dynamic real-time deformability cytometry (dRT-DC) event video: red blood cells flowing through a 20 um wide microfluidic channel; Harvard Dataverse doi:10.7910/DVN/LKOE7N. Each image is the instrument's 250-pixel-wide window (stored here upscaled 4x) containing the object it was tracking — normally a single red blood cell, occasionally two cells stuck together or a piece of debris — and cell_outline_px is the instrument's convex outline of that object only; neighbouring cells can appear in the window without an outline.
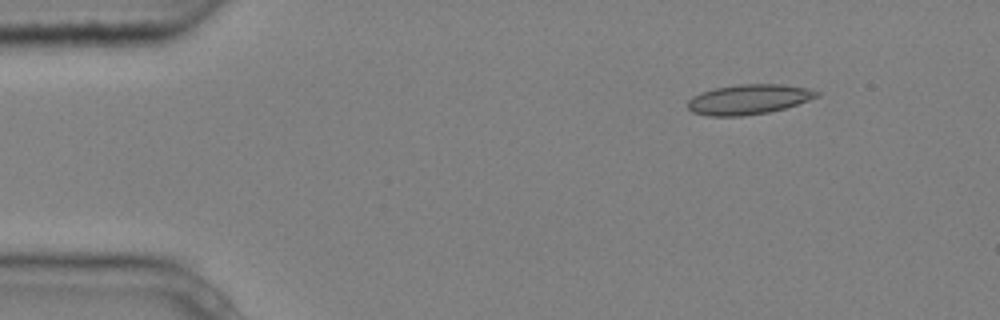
{"species": "common noctule bat (a hibernating species)", "species_latin": "Nyctalus noctula", "temperature_condition": "cold", "stored_images_in_passage": 7, "camera_frame_rate_fps": 3000, "um_per_image_px": 0.085, "animal": {"sex": "male", "body_mass_g": 20.4}, "frame": {"image": 1, "passage_image": 2, "time_ms": 0.333, "image_size_px": [1000, 320], "cell_outline_px": [[820, 96], [784, 108], [768, 112], [744, 116], [708, 116], [692, 112], [688, 108], [688, 100], [692, 96], [700, 92], [712, 88], [740, 84], [780, 84], [808, 88], [820, 92]], "centroid_in_image_um": [63.6, 8.44], "position_along_channel_um": 21.4, "area_um2": 22.6}}
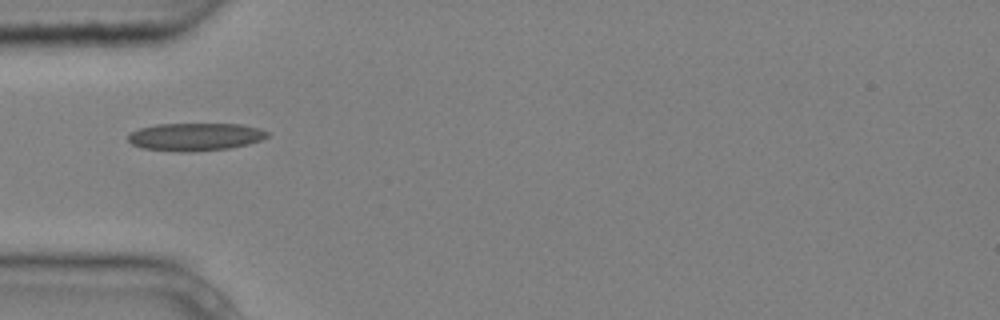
{"frame": {"image": 2, "passage_image": 5, "time_ms": 1.333, "image_size_px": [1000, 320], "cell_outline_px": [[268, 136], [260, 140], [248, 144], [228, 148], [192, 152], [180, 152], [140, 148], [132, 144], [128, 140], [128, 136], [132, 132], [140, 128], [156, 124], [240, 124], [260, 128], [268, 132]], "centroid_in_image_um": [16.58, 11.63], "position_along_channel_um": 68.4, "area_um2": 22.54}}
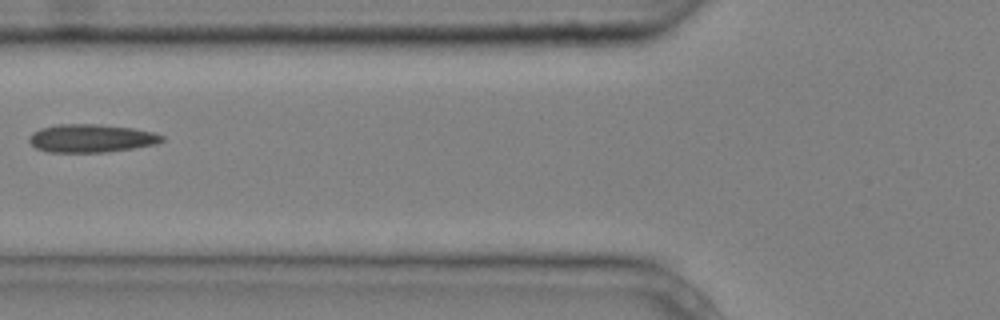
{"frame": {"image": 3, "passage_image": 6, "time_ms": 1.667, "image_size_px": [1000, 320], "cell_outline_px": [[164, 140], [156, 144], [108, 152], [48, 152], [36, 148], [28, 140], [28, 136], [32, 132], [40, 128], [56, 124], [96, 124], [132, 128], [156, 132], [164, 136]], "centroid_in_image_um": [7.74, 11.75], "position_along_channel_um": 118.1, "area_um2": 21.91}}